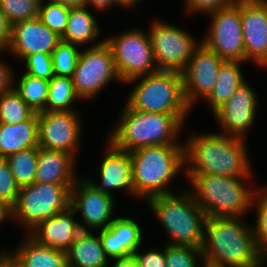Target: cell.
Segmentation results:
<instances>
[{
  "mask_svg": "<svg viewBox=\"0 0 267 267\" xmlns=\"http://www.w3.org/2000/svg\"><path fill=\"white\" fill-rule=\"evenodd\" d=\"M25 63L26 74L41 79L50 80L54 76L51 54L37 52L27 56Z\"/></svg>",
  "mask_w": 267,
  "mask_h": 267,
  "instance_id": "38",
  "label": "cell"
},
{
  "mask_svg": "<svg viewBox=\"0 0 267 267\" xmlns=\"http://www.w3.org/2000/svg\"><path fill=\"white\" fill-rule=\"evenodd\" d=\"M245 62L267 67V0H241Z\"/></svg>",
  "mask_w": 267,
  "mask_h": 267,
  "instance_id": "17",
  "label": "cell"
},
{
  "mask_svg": "<svg viewBox=\"0 0 267 267\" xmlns=\"http://www.w3.org/2000/svg\"><path fill=\"white\" fill-rule=\"evenodd\" d=\"M74 184L37 183L20 188L12 207L13 221L28 234L39 223L56 216L70 206V191Z\"/></svg>",
  "mask_w": 267,
  "mask_h": 267,
  "instance_id": "8",
  "label": "cell"
},
{
  "mask_svg": "<svg viewBox=\"0 0 267 267\" xmlns=\"http://www.w3.org/2000/svg\"><path fill=\"white\" fill-rule=\"evenodd\" d=\"M243 61H225L218 72L216 83L209 96L204 100L211 108V112H215L234 94L237 88L246 80L243 77L242 65Z\"/></svg>",
  "mask_w": 267,
  "mask_h": 267,
  "instance_id": "27",
  "label": "cell"
},
{
  "mask_svg": "<svg viewBox=\"0 0 267 267\" xmlns=\"http://www.w3.org/2000/svg\"><path fill=\"white\" fill-rule=\"evenodd\" d=\"M11 254L0 251L15 267H68L66 252L38 243L29 234Z\"/></svg>",
  "mask_w": 267,
  "mask_h": 267,
  "instance_id": "22",
  "label": "cell"
},
{
  "mask_svg": "<svg viewBox=\"0 0 267 267\" xmlns=\"http://www.w3.org/2000/svg\"><path fill=\"white\" fill-rule=\"evenodd\" d=\"M40 2L41 0H0V8L13 25L38 17Z\"/></svg>",
  "mask_w": 267,
  "mask_h": 267,
  "instance_id": "36",
  "label": "cell"
},
{
  "mask_svg": "<svg viewBox=\"0 0 267 267\" xmlns=\"http://www.w3.org/2000/svg\"><path fill=\"white\" fill-rule=\"evenodd\" d=\"M124 104L117 126L107 138L114 147L131 152L145 146L182 144L177 137L188 115L149 113Z\"/></svg>",
  "mask_w": 267,
  "mask_h": 267,
  "instance_id": "3",
  "label": "cell"
},
{
  "mask_svg": "<svg viewBox=\"0 0 267 267\" xmlns=\"http://www.w3.org/2000/svg\"><path fill=\"white\" fill-rule=\"evenodd\" d=\"M151 25L148 33L159 71L181 73L202 41L165 21L155 20Z\"/></svg>",
  "mask_w": 267,
  "mask_h": 267,
  "instance_id": "11",
  "label": "cell"
},
{
  "mask_svg": "<svg viewBox=\"0 0 267 267\" xmlns=\"http://www.w3.org/2000/svg\"><path fill=\"white\" fill-rule=\"evenodd\" d=\"M106 156L98 167L100 184L92 179H86L97 191L108 193L112 190H127L134 196L132 178V161L130 152L114 147L109 141Z\"/></svg>",
  "mask_w": 267,
  "mask_h": 267,
  "instance_id": "19",
  "label": "cell"
},
{
  "mask_svg": "<svg viewBox=\"0 0 267 267\" xmlns=\"http://www.w3.org/2000/svg\"><path fill=\"white\" fill-rule=\"evenodd\" d=\"M104 39L111 48L122 83L159 72L148 32L134 27Z\"/></svg>",
  "mask_w": 267,
  "mask_h": 267,
  "instance_id": "9",
  "label": "cell"
},
{
  "mask_svg": "<svg viewBox=\"0 0 267 267\" xmlns=\"http://www.w3.org/2000/svg\"><path fill=\"white\" fill-rule=\"evenodd\" d=\"M38 146V116L18 124L0 123V158H7L21 150Z\"/></svg>",
  "mask_w": 267,
  "mask_h": 267,
  "instance_id": "25",
  "label": "cell"
},
{
  "mask_svg": "<svg viewBox=\"0 0 267 267\" xmlns=\"http://www.w3.org/2000/svg\"><path fill=\"white\" fill-rule=\"evenodd\" d=\"M76 161V158L70 153L39 147L35 182L75 184L80 178L76 173Z\"/></svg>",
  "mask_w": 267,
  "mask_h": 267,
  "instance_id": "23",
  "label": "cell"
},
{
  "mask_svg": "<svg viewBox=\"0 0 267 267\" xmlns=\"http://www.w3.org/2000/svg\"><path fill=\"white\" fill-rule=\"evenodd\" d=\"M166 267H206L200 247L165 244ZM199 265H198V263ZM203 263V264H202Z\"/></svg>",
  "mask_w": 267,
  "mask_h": 267,
  "instance_id": "34",
  "label": "cell"
},
{
  "mask_svg": "<svg viewBox=\"0 0 267 267\" xmlns=\"http://www.w3.org/2000/svg\"><path fill=\"white\" fill-rule=\"evenodd\" d=\"M112 267H140L136 257L130 255L127 257L115 258Z\"/></svg>",
  "mask_w": 267,
  "mask_h": 267,
  "instance_id": "44",
  "label": "cell"
},
{
  "mask_svg": "<svg viewBox=\"0 0 267 267\" xmlns=\"http://www.w3.org/2000/svg\"><path fill=\"white\" fill-rule=\"evenodd\" d=\"M184 190L178 195H157L146 201L169 236L167 244L201 248L207 216L191 192Z\"/></svg>",
  "mask_w": 267,
  "mask_h": 267,
  "instance_id": "5",
  "label": "cell"
},
{
  "mask_svg": "<svg viewBox=\"0 0 267 267\" xmlns=\"http://www.w3.org/2000/svg\"><path fill=\"white\" fill-rule=\"evenodd\" d=\"M6 219H13L12 207L3 201H0V225L4 223Z\"/></svg>",
  "mask_w": 267,
  "mask_h": 267,
  "instance_id": "45",
  "label": "cell"
},
{
  "mask_svg": "<svg viewBox=\"0 0 267 267\" xmlns=\"http://www.w3.org/2000/svg\"><path fill=\"white\" fill-rule=\"evenodd\" d=\"M38 151L39 146H34L5 158L20 188L35 182Z\"/></svg>",
  "mask_w": 267,
  "mask_h": 267,
  "instance_id": "30",
  "label": "cell"
},
{
  "mask_svg": "<svg viewBox=\"0 0 267 267\" xmlns=\"http://www.w3.org/2000/svg\"><path fill=\"white\" fill-rule=\"evenodd\" d=\"M12 24L0 8V53L8 51L11 44Z\"/></svg>",
  "mask_w": 267,
  "mask_h": 267,
  "instance_id": "41",
  "label": "cell"
},
{
  "mask_svg": "<svg viewBox=\"0 0 267 267\" xmlns=\"http://www.w3.org/2000/svg\"><path fill=\"white\" fill-rule=\"evenodd\" d=\"M72 82L82 100H92L111 83L121 81L111 48L103 42L80 51Z\"/></svg>",
  "mask_w": 267,
  "mask_h": 267,
  "instance_id": "10",
  "label": "cell"
},
{
  "mask_svg": "<svg viewBox=\"0 0 267 267\" xmlns=\"http://www.w3.org/2000/svg\"><path fill=\"white\" fill-rule=\"evenodd\" d=\"M80 47L61 41L51 53L55 76L72 77L80 54Z\"/></svg>",
  "mask_w": 267,
  "mask_h": 267,
  "instance_id": "35",
  "label": "cell"
},
{
  "mask_svg": "<svg viewBox=\"0 0 267 267\" xmlns=\"http://www.w3.org/2000/svg\"><path fill=\"white\" fill-rule=\"evenodd\" d=\"M256 93L245 81L230 99L213 113L223 134L246 140L245 134L253 127L257 116L259 97Z\"/></svg>",
  "mask_w": 267,
  "mask_h": 267,
  "instance_id": "16",
  "label": "cell"
},
{
  "mask_svg": "<svg viewBox=\"0 0 267 267\" xmlns=\"http://www.w3.org/2000/svg\"><path fill=\"white\" fill-rule=\"evenodd\" d=\"M77 111H42L38 116V146L78 155L82 121ZM77 152V153H76Z\"/></svg>",
  "mask_w": 267,
  "mask_h": 267,
  "instance_id": "13",
  "label": "cell"
},
{
  "mask_svg": "<svg viewBox=\"0 0 267 267\" xmlns=\"http://www.w3.org/2000/svg\"><path fill=\"white\" fill-rule=\"evenodd\" d=\"M75 213L69 206L39 223L28 234L40 244L66 252L81 232L80 222L73 219Z\"/></svg>",
  "mask_w": 267,
  "mask_h": 267,
  "instance_id": "21",
  "label": "cell"
},
{
  "mask_svg": "<svg viewBox=\"0 0 267 267\" xmlns=\"http://www.w3.org/2000/svg\"><path fill=\"white\" fill-rule=\"evenodd\" d=\"M69 11L70 6L50 0H41L38 18L51 31L62 37L67 27Z\"/></svg>",
  "mask_w": 267,
  "mask_h": 267,
  "instance_id": "32",
  "label": "cell"
},
{
  "mask_svg": "<svg viewBox=\"0 0 267 267\" xmlns=\"http://www.w3.org/2000/svg\"><path fill=\"white\" fill-rule=\"evenodd\" d=\"M117 5L126 8L119 0H85L84 2V6L88 8H90V6L94 7V9L102 12Z\"/></svg>",
  "mask_w": 267,
  "mask_h": 267,
  "instance_id": "43",
  "label": "cell"
},
{
  "mask_svg": "<svg viewBox=\"0 0 267 267\" xmlns=\"http://www.w3.org/2000/svg\"><path fill=\"white\" fill-rule=\"evenodd\" d=\"M77 100L82 99L76 93L71 77L54 75L49 80L46 111H78L72 106Z\"/></svg>",
  "mask_w": 267,
  "mask_h": 267,
  "instance_id": "28",
  "label": "cell"
},
{
  "mask_svg": "<svg viewBox=\"0 0 267 267\" xmlns=\"http://www.w3.org/2000/svg\"><path fill=\"white\" fill-rule=\"evenodd\" d=\"M126 8H134L139 3L143 2V0H119Z\"/></svg>",
  "mask_w": 267,
  "mask_h": 267,
  "instance_id": "47",
  "label": "cell"
},
{
  "mask_svg": "<svg viewBox=\"0 0 267 267\" xmlns=\"http://www.w3.org/2000/svg\"><path fill=\"white\" fill-rule=\"evenodd\" d=\"M225 62L217 53L203 43L195 50L186 68L181 72L186 103L192 109L203 98L205 100L216 83L219 69Z\"/></svg>",
  "mask_w": 267,
  "mask_h": 267,
  "instance_id": "15",
  "label": "cell"
},
{
  "mask_svg": "<svg viewBox=\"0 0 267 267\" xmlns=\"http://www.w3.org/2000/svg\"><path fill=\"white\" fill-rule=\"evenodd\" d=\"M184 142L185 175L252 178L245 139L223 133H193Z\"/></svg>",
  "mask_w": 267,
  "mask_h": 267,
  "instance_id": "2",
  "label": "cell"
},
{
  "mask_svg": "<svg viewBox=\"0 0 267 267\" xmlns=\"http://www.w3.org/2000/svg\"><path fill=\"white\" fill-rule=\"evenodd\" d=\"M114 198L108 193L97 191L84 177L79 178L71 187L70 207L76 213H81V231L107 228L115 219L112 218L116 208Z\"/></svg>",
  "mask_w": 267,
  "mask_h": 267,
  "instance_id": "14",
  "label": "cell"
},
{
  "mask_svg": "<svg viewBox=\"0 0 267 267\" xmlns=\"http://www.w3.org/2000/svg\"><path fill=\"white\" fill-rule=\"evenodd\" d=\"M162 250L149 249L145 253H139V248L135 251L134 256L136 257L140 267H166L165 258V245H163Z\"/></svg>",
  "mask_w": 267,
  "mask_h": 267,
  "instance_id": "40",
  "label": "cell"
},
{
  "mask_svg": "<svg viewBox=\"0 0 267 267\" xmlns=\"http://www.w3.org/2000/svg\"><path fill=\"white\" fill-rule=\"evenodd\" d=\"M19 191L20 186L11 172L8 161L5 158H0V201L13 207Z\"/></svg>",
  "mask_w": 267,
  "mask_h": 267,
  "instance_id": "37",
  "label": "cell"
},
{
  "mask_svg": "<svg viewBox=\"0 0 267 267\" xmlns=\"http://www.w3.org/2000/svg\"><path fill=\"white\" fill-rule=\"evenodd\" d=\"M260 188V189H259ZM256 208V220L253 226L255 241L258 249L267 258V188L264 185L258 186L253 199L252 208Z\"/></svg>",
  "mask_w": 267,
  "mask_h": 267,
  "instance_id": "33",
  "label": "cell"
},
{
  "mask_svg": "<svg viewBox=\"0 0 267 267\" xmlns=\"http://www.w3.org/2000/svg\"><path fill=\"white\" fill-rule=\"evenodd\" d=\"M98 23L88 7H70L67 27L61 41L81 47L85 44H91L86 47L98 46L105 42V39H102L94 43L101 34Z\"/></svg>",
  "mask_w": 267,
  "mask_h": 267,
  "instance_id": "26",
  "label": "cell"
},
{
  "mask_svg": "<svg viewBox=\"0 0 267 267\" xmlns=\"http://www.w3.org/2000/svg\"><path fill=\"white\" fill-rule=\"evenodd\" d=\"M0 267H15L2 253H0Z\"/></svg>",
  "mask_w": 267,
  "mask_h": 267,
  "instance_id": "48",
  "label": "cell"
},
{
  "mask_svg": "<svg viewBox=\"0 0 267 267\" xmlns=\"http://www.w3.org/2000/svg\"><path fill=\"white\" fill-rule=\"evenodd\" d=\"M14 77L11 66L0 60V94L13 88Z\"/></svg>",
  "mask_w": 267,
  "mask_h": 267,
  "instance_id": "42",
  "label": "cell"
},
{
  "mask_svg": "<svg viewBox=\"0 0 267 267\" xmlns=\"http://www.w3.org/2000/svg\"><path fill=\"white\" fill-rule=\"evenodd\" d=\"M209 16V32L201 39L202 43L225 61L245 62L241 0H236L231 6L212 12Z\"/></svg>",
  "mask_w": 267,
  "mask_h": 267,
  "instance_id": "12",
  "label": "cell"
},
{
  "mask_svg": "<svg viewBox=\"0 0 267 267\" xmlns=\"http://www.w3.org/2000/svg\"><path fill=\"white\" fill-rule=\"evenodd\" d=\"M34 113L14 88L0 94V123L18 124L29 119Z\"/></svg>",
  "mask_w": 267,
  "mask_h": 267,
  "instance_id": "31",
  "label": "cell"
},
{
  "mask_svg": "<svg viewBox=\"0 0 267 267\" xmlns=\"http://www.w3.org/2000/svg\"><path fill=\"white\" fill-rule=\"evenodd\" d=\"M236 0H185L186 14L205 13L209 15L225 7L231 6Z\"/></svg>",
  "mask_w": 267,
  "mask_h": 267,
  "instance_id": "39",
  "label": "cell"
},
{
  "mask_svg": "<svg viewBox=\"0 0 267 267\" xmlns=\"http://www.w3.org/2000/svg\"><path fill=\"white\" fill-rule=\"evenodd\" d=\"M54 2H58L70 7H81L84 6L85 0H50Z\"/></svg>",
  "mask_w": 267,
  "mask_h": 267,
  "instance_id": "46",
  "label": "cell"
},
{
  "mask_svg": "<svg viewBox=\"0 0 267 267\" xmlns=\"http://www.w3.org/2000/svg\"><path fill=\"white\" fill-rule=\"evenodd\" d=\"M60 42L61 37L36 17L12 25L8 54L11 53L22 61L37 52L51 54Z\"/></svg>",
  "mask_w": 267,
  "mask_h": 267,
  "instance_id": "18",
  "label": "cell"
},
{
  "mask_svg": "<svg viewBox=\"0 0 267 267\" xmlns=\"http://www.w3.org/2000/svg\"><path fill=\"white\" fill-rule=\"evenodd\" d=\"M132 83L136 86L125 102L134 110L172 115H188L191 112L185 100L180 72L159 71L133 78L125 85Z\"/></svg>",
  "mask_w": 267,
  "mask_h": 267,
  "instance_id": "7",
  "label": "cell"
},
{
  "mask_svg": "<svg viewBox=\"0 0 267 267\" xmlns=\"http://www.w3.org/2000/svg\"><path fill=\"white\" fill-rule=\"evenodd\" d=\"M186 178L193 186L189 191L207 217L243 218L252 208L257 187H247L251 178L216 175H186Z\"/></svg>",
  "mask_w": 267,
  "mask_h": 267,
  "instance_id": "6",
  "label": "cell"
},
{
  "mask_svg": "<svg viewBox=\"0 0 267 267\" xmlns=\"http://www.w3.org/2000/svg\"><path fill=\"white\" fill-rule=\"evenodd\" d=\"M13 88L34 112L46 111L49 81L23 72Z\"/></svg>",
  "mask_w": 267,
  "mask_h": 267,
  "instance_id": "29",
  "label": "cell"
},
{
  "mask_svg": "<svg viewBox=\"0 0 267 267\" xmlns=\"http://www.w3.org/2000/svg\"><path fill=\"white\" fill-rule=\"evenodd\" d=\"M142 228L132 218L115 217L105 229L98 230L102 247L110 260L134 255L143 243Z\"/></svg>",
  "mask_w": 267,
  "mask_h": 267,
  "instance_id": "20",
  "label": "cell"
},
{
  "mask_svg": "<svg viewBox=\"0 0 267 267\" xmlns=\"http://www.w3.org/2000/svg\"><path fill=\"white\" fill-rule=\"evenodd\" d=\"M242 217H207L201 252L206 267H264L253 225Z\"/></svg>",
  "mask_w": 267,
  "mask_h": 267,
  "instance_id": "1",
  "label": "cell"
},
{
  "mask_svg": "<svg viewBox=\"0 0 267 267\" xmlns=\"http://www.w3.org/2000/svg\"><path fill=\"white\" fill-rule=\"evenodd\" d=\"M81 231L66 251L68 267H110L99 234Z\"/></svg>",
  "mask_w": 267,
  "mask_h": 267,
  "instance_id": "24",
  "label": "cell"
},
{
  "mask_svg": "<svg viewBox=\"0 0 267 267\" xmlns=\"http://www.w3.org/2000/svg\"><path fill=\"white\" fill-rule=\"evenodd\" d=\"M130 155L134 196L147 200L153 196L174 193L169 187L178 172L185 169L184 143L145 146L131 151Z\"/></svg>",
  "mask_w": 267,
  "mask_h": 267,
  "instance_id": "4",
  "label": "cell"
}]
</instances>
